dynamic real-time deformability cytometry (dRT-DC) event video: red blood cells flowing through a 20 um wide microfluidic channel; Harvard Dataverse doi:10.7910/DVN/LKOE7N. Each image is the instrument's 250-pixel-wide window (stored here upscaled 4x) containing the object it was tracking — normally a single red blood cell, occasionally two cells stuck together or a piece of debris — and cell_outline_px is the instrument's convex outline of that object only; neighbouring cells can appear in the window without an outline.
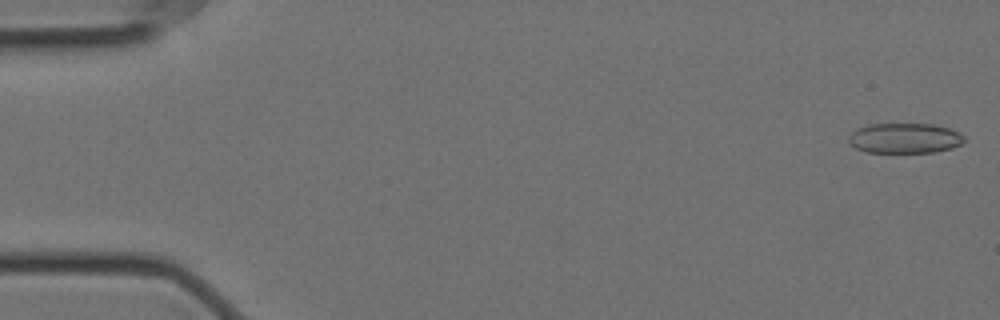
{"species": "Egyptian fruit bat (a non-hibernating species)", "species_latin": "Rousettus aegyptiacus", "temperature_condition": "cold", "stored_images_in_passage": 57, "camera_frame_rate_fps": 3000, "um_per_image_px": 0.085, "animal": {"sex": "female"}, "frame": {"image": 1, "passage_image": 1, "time_ms": 0.0, "image_size_px": [1000, 320], "cell_outline_px": [[968, 140], [952, 148], [936, 152], [864, 152], [856, 148], [848, 140], [848, 136], [856, 128], [868, 124], [932, 124], [948, 128], [960, 132]], "centroid_in_image_um": [76.92, 11.74], "position_along_channel_um": 8.1, "area_um2": 20.46}}
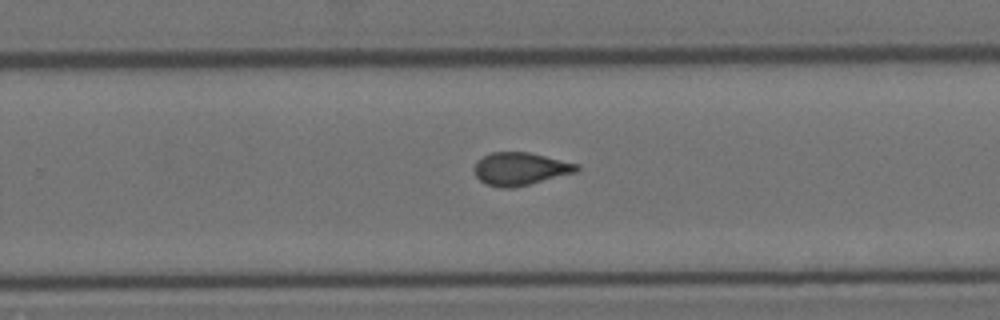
{"frame": {"image": 2, "passage_image": 36, "time_ms": 11.667, "image_size_px": [1000, 320], "cell_outline_px": [[580, 168], [576, 172], [512, 188], [500, 188], [484, 184], [476, 176], [472, 168], [476, 160], [492, 152], [528, 152], [580, 164]], "centroid_in_image_um": [44.18, 14.35], "position_along_channel_um": 285.6, "area_um2": 19.65}}
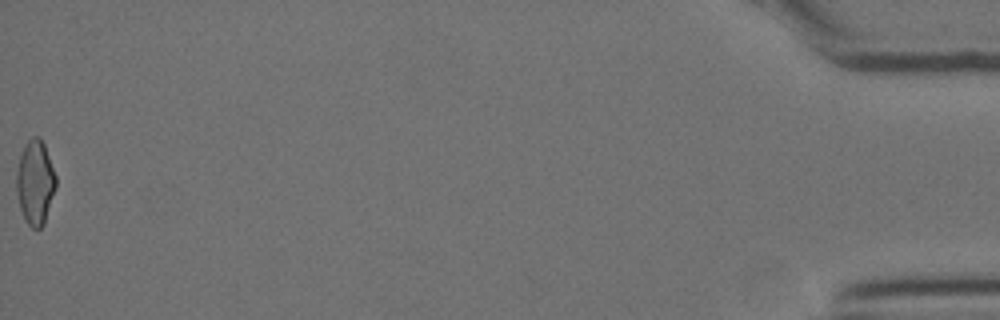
{"frame": {"image": 3, "passage_image": 57, "time_ms": 18.667, "image_size_px": [1000, 320], "cell_outline_px": [[56, 188], [44, 224], [40, 228], [32, 228], [24, 220], [20, 208], [16, 192], [16, 172], [20, 152], [28, 140], [32, 136], [40, 136], [44, 144], [56, 176]], "centroid_in_image_um": [2.98, 15.5], "position_along_channel_um": 432.2, "area_um2": 19.59}, "authors_computed_cell_mechanics": {"area_um2": 19.8254, "velocity_mm_per_s": 3.5216, "shape_relaxation_time_tau1_ms": null, "shape_relaxation_time_tau2_ms": 1.7085, "deformation_change_tau1": null, "deformation_change_tau2": 0.0735}}